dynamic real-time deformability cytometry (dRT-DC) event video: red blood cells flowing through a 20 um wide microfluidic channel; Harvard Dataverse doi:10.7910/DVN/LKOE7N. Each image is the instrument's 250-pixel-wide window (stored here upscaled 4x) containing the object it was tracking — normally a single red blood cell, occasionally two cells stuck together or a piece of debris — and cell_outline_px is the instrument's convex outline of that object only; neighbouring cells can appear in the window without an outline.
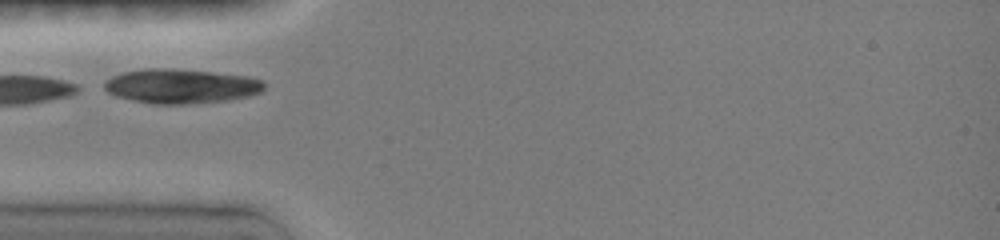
{"species": "common noctule bat (a hibernating species)", "species_latin": "Nyctalus noctula", "temperature_condition": "room temperature", "stored_images_in_passage": 9, "camera_frame_rate_fps": 3000, "um_per_image_px": 0.085, "animal": {"sex": "female", "body_mass_g": 19.0, "forearm_length_mm": 51.5}, "frame": {"image": 1, "passage_image": 1, "time_ms": 0.0, "image_size_px": [1000, 240], "cell_outline_px": [[264, 88], [260, 92], [248, 96], [228, 100], [184, 104], [152, 104], [132, 100], [116, 96], [108, 92], [104, 88], [104, 80], [120, 72], [144, 68], [172, 68], [248, 76], [260, 80], [264, 84]], "centroid_in_image_um": [15.32, 7.31], "position_along_channel_um": 69.7, "area_um2": 32.14}}